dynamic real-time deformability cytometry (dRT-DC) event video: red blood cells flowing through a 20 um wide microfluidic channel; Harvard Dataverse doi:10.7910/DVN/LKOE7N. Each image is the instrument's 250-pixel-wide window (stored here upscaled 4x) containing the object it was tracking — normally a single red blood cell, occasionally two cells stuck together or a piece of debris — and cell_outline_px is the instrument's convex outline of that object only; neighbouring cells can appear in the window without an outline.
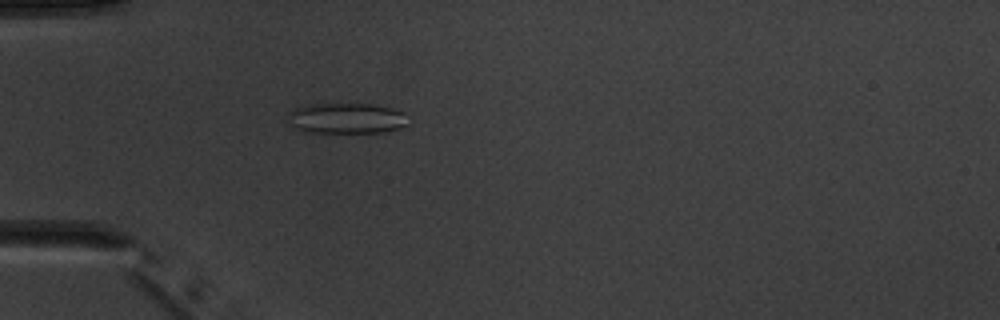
{"species": "common noctule bat (a hibernating species)", "species_latin": "Nyctalus noctula", "temperature_condition": "warm", "stored_images_in_passage": 5, "camera_frame_rate_fps": 3000, "um_per_image_px": 0.085, "animal": {"sex": "male", "body_mass_g": 20.1, "forearm_length_mm": 53.5}, "frame": {"image": 1, "passage_image": 5, "time_ms": 5.333, "image_size_px": [1000, 320], "cell_outline_px": [[408, 124], [400, 128], [384, 132], [304, 132], [292, 124], [288, 116], [288, 112], [296, 108], [308, 104], [372, 104], [392, 108], [404, 112]], "centroid_in_image_um": [29.48, 10.05], "position_along_channel_um": 55.5, "area_um2": 21.27}}